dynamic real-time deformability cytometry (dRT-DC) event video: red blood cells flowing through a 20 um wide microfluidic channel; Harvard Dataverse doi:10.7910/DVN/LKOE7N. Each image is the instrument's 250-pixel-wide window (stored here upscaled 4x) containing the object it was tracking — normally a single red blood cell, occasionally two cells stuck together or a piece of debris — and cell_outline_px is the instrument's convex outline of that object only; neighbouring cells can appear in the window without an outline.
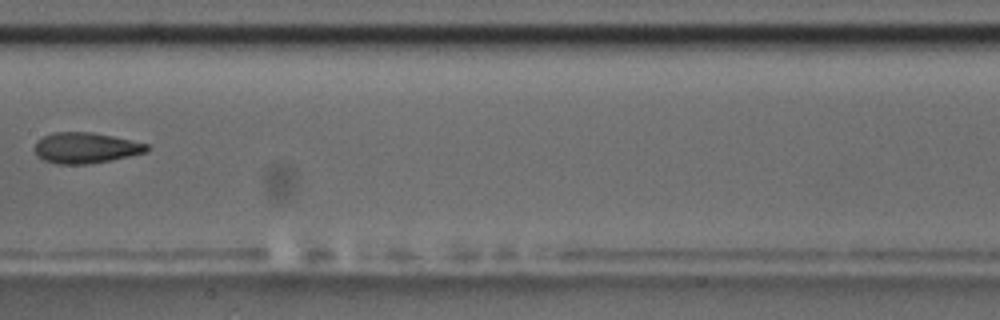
{"species": "common noctule bat (a hibernating species)", "species_latin": "Nyctalus noctula", "temperature_condition": "room temperature", "stored_images_in_passage": 8, "camera_frame_rate_fps": 3000, "um_per_image_px": 0.085, "animal": {"sex": "male", "body_mass_g": 17.5, "forearm_length_mm": 52.3}, "frame": {"image": 1, "passage_image": 8, "time_ms": 9.0, "image_size_px": [1000, 320], "cell_outline_px": [[152, 148], [148, 152], [112, 160], [88, 164], [56, 164], [44, 160], [36, 156], [36, 140], [52, 132], [92, 132], [112, 136], [148, 144]], "centroid_in_image_um": [7.3, 12.57], "position_along_channel_um": 200.1, "area_um2": 20.23}}